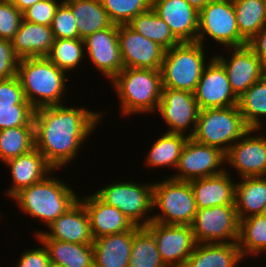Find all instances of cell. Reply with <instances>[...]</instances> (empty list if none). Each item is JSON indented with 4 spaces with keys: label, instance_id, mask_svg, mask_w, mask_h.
I'll return each mask as SVG.
<instances>
[{
    "label": "cell",
    "instance_id": "obj_1",
    "mask_svg": "<svg viewBox=\"0 0 266 267\" xmlns=\"http://www.w3.org/2000/svg\"><path fill=\"white\" fill-rule=\"evenodd\" d=\"M101 113L63 104L37 108L33 116L35 148L55 170L65 169L101 123Z\"/></svg>",
    "mask_w": 266,
    "mask_h": 267
},
{
    "label": "cell",
    "instance_id": "obj_2",
    "mask_svg": "<svg viewBox=\"0 0 266 267\" xmlns=\"http://www.w3.org/2000/svg\"><path fill=\"white\" fill-rule=\"evenodd\" d=\"M67 74L47 57L22 58L17 68L25 99L35 110L66 102Z\"/></svg>",
    "mask_w": 266,
    "mask_h": 267
},
{
    "label": "cell",
    "instance_id": "obj_3",
    "mask_svg": "<svg viewBox=\"0 0 266 267\" xmlns=\"http://www.w3.org/2000/svg\"><path fill=\"white\" fill-rule=\"evenodd\" d=\"M120 114H155L162 95L160 69L123 68L112 80Z\"/></svg>",
    "mask_w": 266,
    "mask_h": 267
},
{
    "label": "cell",
    "instance_id": "obj_4",
    "mask_svg": "<svg viewBox=\"0 0 266 267\" xmlns=\"http://www.w3.org/2000/svg\"><path fill=\"white\" fill-rule=\"evenodd\" d=\"M50 173L42 181L21 189L12 198L19 210L46 227L72 207L78 200V194L67 183Z\"/></svg>",
    "mask_w": 266,
    "mask_h": 267
},
{
    "label": "cell",
    "instance_id": "obj_5",
    "mask_svg": "<svg viewBox=\"0 0 266 267\" xmlns=\"http://www.w3.org/2000/svg\"><path fill=\"white\" fill-rule=\"evenodd\" d=\"M204 49L198 42H181L165 50L160 68L162 87L194 93L208 64Z\"/></svg>",
    "mask_w": 266,
    "mask_h": 267
},
{
    "label": "cell",
    "instance_id": "obj_6",
    "mask_svg": "<svg viewBox=\"0 0 266 267\" xmlns=\"http://www.w3.org/2000/svg\"><path fill=\"white\" fill-rule=\"evenodd\" d=\"M249 130L238 105L209 108L199 111L196 130L191 138L226 153Z\"/></svg>",
    "mask_w": 266,
    "mask_h": 267
},
{
    "label": "cell",
    "instance_id": "obj_7",
    "mask_svg": "<svg viewBox=\"0 0 266 267\" xmlns=\"http://www.w3.org/2000/svg\"><path fill=\"white\" fill-rule=\"evenodd\" d=\"M153 210H158L152 214L153 222L191 226L198 208L190 182L170 177L153 182Z\"/></svg>",
    "mask_w": 266,
    "mask_h": 267
},
{
    "label": "cell",
    "instance_id": "obj_8",
    "mask_svg": "<svg viewBox=\"0 0 266 267\" xmlns=\"http://www.w3.org/2000/svg\"><path fill=\"white\" fill-rule=\"evenodd\" d=\"M101 201L121 211L131 222L146 227L153 211V183L116 181L93 192Z\"/></svg>",
    "mask_w": 266,
    "mask_h": 267
},
{
    "label": "cell",
    "instance_id": "obj_9",
    "mask_svg": "<svg viewBox=\"0 0 266 267\" xmlns=\"http://www.w3.org/2000/svg\"><path fill=\"white\" fill-rule=\"evenodd\" d=\"M206 37L225 48L247 45L239 33L232 0H212L199 12L196 42L204 46Z\"/></svg>",
    "mask_w": 266,
    "mask_h": 267
},
{
    "label": "cell",
    "instance_id": "obj_10",
    "mask_svg": "<svg viewBox=\"0 0 266 267\" xmlns=\"http://www.w3.org/2000/svg\"><path fill=\"white\" fill-rule=\"evenodd\" d=\"M239 226L235 205L198 209L191 224L196 243H238Z\"/></svg>",
    "mask_w": 266,
    "mask_h": 267
},
{
    "label": "cell",
    "instance_id": "obj_11",
    "mask_svg": "<svg viewBox=\"0 0 266 267\" xmlns=\"http://www.w3.org/2000/svg\"><path fill=\"white\" fill-rule=\"evenodd\" d=\"M225 168L224 152L217 147L198 143L190 137L180 154L175 175L172 174L169 177L174 180L189 182L220 174Z\"/></svg>",
    "mask_w": 266,
    "mask_h": 267
},
{
    "label": "cell",
    "instance_id": "obj_12",
    "mask_svg": "<svg viewBox=\"0 0 266 267\" xmlns=\"http://www.w3.org/2000/svg\"><path fill=\"white\" fill-rule=\"evenodd\" d=\"M157 111L168 126L167 132L183 134L189 138L194 135L200 111L194 93L162 87Z\"/></svg>",
    "mask_w": 266,
    "mask_h": 267
},
{
    "label": "cell",
    "instance_id": "obj_13",
    "mask_svg": "<svg viewBox=\"0 0 266 267\" xmlns=\"http://www.w3.org/2000/svg\"><path fill=\"white\" fill-rule=\"evenodd\" d=\"M146 228L153 234L164 264L167 267H184L196 244L191 226L151 221Z\"/></svg>",
    "mask_w": 266,
    "mask_h": 267
},
{
    "label": "cell",
    "instance_id": "obj_14",
    "mask_svg": "<svg viewBox=\"0 0 266 267\" xmlns=\"http://www.w3.org/2000/svg\"><path fill=\"white\" fill-rule=\"evenodd\" d=\"M255 132L259 129L247 131L225 153V164L234 168L240 178L266 176V136Z\"/></svg>",
    "mask_w": 266,
    "mask_h": 267
},
{
    "label": "cell",
    "instance_id": "obj_15",
    "mask_svg": "<svg viewBox=\"0 0 266 267\" xmlns=\"http://www.w3.org/2000/svg\"><path fill=\"white\" fill-rule=\"evenodd\" d=\"M227 49L231 52L230 58L224 56L223 53L222 55L215 53L213 56L223 65L231 89L239 98L252 84L266 74V66L248 45Z\"/></svg>",
    "mask_w": 266,
    "mask_h": 267
},
{
    "label": "cell",
    "instance_id": "obj_16",
    "mask_svg": "<svg viewBox=\"0 0 266 267\" xmlns=\"http://www.w3.org/2000/svg\"><path fill=\"white\" fill-rule=\"evenodd\" d=\"M118 42L124 68L160 69L165 49L128 24L118 25Z\"/></svg>",
    "mask_w": 266,
    "mask_h": 267
},
{
    "label": "cell",
    "instance_id": "obj_17",
    "mask_svg": "<svg viewBox=\"0 0 266 267\" xmlns=\"http://www.w3.org/2000/svg\"><path fill=\"white\" fill-rule=\"evenodd\" d=\"M200 110L238 105L223 65L210 57L194 92Z\"/></svg>",
    "mask_w": 266,
    "mask_h": 267
},
{
    "label": "cell",
    "instance_id": "obj_18",
    "mask_svg": "<svg viewBox=\"0 0 266 267\" xmlns=\"http://www.w3.org/2000/svg\"><path fill=\"white\" fill-rule=\"evenodd\" d=\"M84 44L85 57L105 78L112 80L124 68L118 42V25L112 24L88 35Z\"/></svg>",
    "mask_w": 266,
    "mask_h": 267
},
{
    "label": "cell",
    "instance_id": "obj_19",
    "mask_svg": "<svg viewBox=\"0 0 266 267\" xmlns=\"http://www.w3.org/2000/svg\"><path fill=\"white\" fill-rule=\"evenodd\" d=\"M36 231V240H60L77 244H92L90 220L83 203L78 200L47 227Z\"/></svg>",
    "mask_w": 266,
    "mask_h": 267
},
{
    "label": "cell",
    "instance_id": "obj_20",
    "mask_svg": "<svg viewBox=\"0 0 266 267\" xmlns=\"http://www.w3.org/2000/svg\"><path fill=\"white\" fill-rule=\"evenodd\" d=\"M152 9L180 43L196 42L199 12L186 0H152Z\"/></svg>",
    "mask_w": 266,
    "mask_h": 267
},
{
    "label": "cell",
    "instance_id": "obj_21",
    "mask_svg": "<svg viewBox=\"0 0 266 267\" xmlns=\"http://www.w3.org/2000/svg\"><path fill=\"white\" fill-rule=\"evenodd\" d=\"M3 164L9 168L13 182L5 194L8 198H12L21 189L42 181L50 173L56 174L55 169L36 148Z\"/></svg>",
    "mask_w": 266,
    "mask_h": 267
},
{
    "label": "cell",
    "instance_id": "obj_22",
    "mask_svg": "<svg viewBox=\"0 0 266 267\" xmlns=\"http://www.w3.org/2000/svg\"><path fill=\"white\" fill-rule=\"evenodd\" d=\"M79 200L88 213L93 239L123 233L135 226L121 211L104 203L94 193L80 196Z\"/></svg>",
    "mask_w": 266,
    "mask_h": 267
},
{
    "label": "cell",
    "instance_id": "obj_23",
    "mask_svg": "<svg viewBox=\"0 0 266 267\" xmlns=\"http://www.w3.org/2000/svg\"><path fill=\"white\" fill-rule=\"evenodd\" d=\"M227 169L228 167L214 176L189 181L198 209L218 205H235L236 181H233L234 177Z\"/></svg>",
    "mask_w": 266,
    "mask_h": 267
},
{
    "label": "cell",
    "instance_id": "obj_24",
    "mask_svg": "<svg viewBox=\"0 0 266 267\" xmlns=\"http://www.w3.org/2000/svg\"><path fill=\"white\" fill-rule=\"evenodd\" d=\"M133 237L134 227L123 233L94 239V267H128Z\"/></svg>",
    "mask_w": 266,
    "mask_h": 267
},
{
    "label": "cell",
    "instance_id": "obj_25",
    "mask_svg": "<svg viewBox=\"0 0 266 267\" xmlns=\"http://www.w3.org/2000/svg\"><path fill=\"white\" fill-rule=\"evenodd\" d=\"M54 40L51 26L35 24L22 19L11 42L16 55L22 59L47 57Z\"/></svg>",
    "mask_w": 266,
    "mask_h": 267
},
{
    "label": "cell",
    "instance_id": "obj_26",
    "mask_svg": "<svg viewBox=\"0 0 266 267\" xmlns=\"http://www.w3.org/2000/svg\"><path fill=\"white\" fill-rule=\"evenodd\" d=\"M244 261L238 243H196L184 267H240Z\"/></svg>",
    "mask_w": 266,
    "mask_h": 267
},
{
    "label": "cell",
    "instance_id": "obj_27",
    "mask_svg": "<svg viewBox=\"0 0 266 267\" xmlns=\"http://www.w3.org/2000/svg\"><path fill=\"white\" fill-rule=\"evenodd\" d=\"M240 179L235 185V208L239 220L259 215L266 205V176Z\"/></svg>",
    "mask_w": 266,
    "mask_h": 267
},
{
    "label": "cell",
    "instance_id": "obj_28",
    "mask_svg": "<svg viewBox=\"0 0 266 267\" xmlns=\"http://www.w3.org/2000/svg\"><path fill=\"white\" fill-rule=\"evenodd\" d=\"M76 18L79 38L85 39L96 31L110 27L107 11L100 0H63Z\"/></svg>",
    "mask_w": 266,
    "mask_h": 267
},
{
    "label": "cell",
    "instance_id": "obj_29",
    "mask_svg": "<svg viewBox=\"0 0 266 267\" xmlns=\"http://www.w3.org/2000/svg\"><path fill=\"white\" fill-rule=\"evenodd\" d=\"M44 244L51 263L64 267H94L93 244L60 240H38Z\"/></svg>",
    "mask_w": 266,
    "mask_h": 267
},
{
    "label": "cell",
    "instance_id": "obj_30",
    "mask_svg": "<svg viewBox=\"0 0 266 267\" xmlns=\"http://www.w3.org/2000/svg\"><path fill=\"white\" fill-rule=\"evenodd\" d=\"M188 138L183 134L164 132L149 147L144 164L149 168L170 167L176 169L180 154Z\"/></svg>",
    "mask_w": 266,
    "mask_h": 267
},
{
    "label": "cell",
    "instance_id": "obj_31",
    "mask_svg": "<svg viewBox=\"0 0 266 267\" xmlns=\"http://www.w3.org/2000/svg\"><path fill=\"white\" fill-rule=\"evenodd\" d=\"M238 108L250 129L266 128V74L238 98Z\"/></svg>",
    "mask_w": 266,
    "mask_h": 267
},
{
    "label": "cell",
    "instance_id": "obj_32",
    "mask_svg": "<svg viewBox=\"0 0 266 267\" xmlns=\"http://www.w3.org/2000/svg\"><path fill=\"white\" fill-rule=\"evenodd\" d=\"M238 245L244 259L262 257L266 252V218L259 214L240 219Z\"/></svg>",
    "mask_w": 266,
    "mask_h": 267
},
{
    "label": "cell",
    "instance_id": "obj_33",
    "mask_svg": "<svg viewBox=\"0 0 266 267\" xmlns=\"http://www.w3.org/2000/svg\"><path fill=\"white\" fill-rule=\"evenodd\" d=\"M128 25L139 34L158 43L165 50L180 43L172 34L169 25L152 8L138 14Z\"/></svg>",
    "mask_w": 266,
    "mask_h": 267
},
{
    "label": "cell",
    "instance_id": "obj_34",
    "mask_svg": "<svg viewBox=\"0 0 266 267\" xmlns=\"http://www.w3.org/2000/svg\"><path fill=\"white\" fill-rule=\"evenodd\" d=\"M240 35L248 42L266 26L264 0H232Z\"/></svg>",
    "mask_w": 266,
    "mask_h": 267
},
{
    "label": "cell",
    "instance_id": "obj_35",
    "mask_svg": "<svg viewBox=\"0 0 266 267\" xmlns=\"http://www.w3.org/2000/svg\"><path fill=\"white\" fill-rule=\"evenodd\" d=\"M128 267H167L160 257L153 234L146 227L134 226Z\"/></svg>",
    "mask_w": 266,
    "mask_h": 267
},
{
    "label": "cell",
    "instance_id": "obj_36",
    "mask_svg": "<svg viewBox=\"0 0 266 267\" xmlns=\"http://www.w3.org/2000/svg\"><path fill=\"white\" fill-rule=\"evenodd\" d=\"M35 148V127H13L0 130V161L24 155Z\"/></svg>",
    "mask_w": 266,
    "mask_h": 267
},
{
    "label": "cell",
    "instance_id": "obj_37",
    "mask_svg": "<svg viewBox=\"0 0 266 267\" xmlns=\"http://www.w3.org/2000/svg\"><path fill=\"white\" fill-rule=\"evenodd\" d=\"M85 44L84 39H55L47 58L59 69L71 72L79 68L84 60Z\"/></svg>",
    "mask_w": 266,
    "mask_h": 267
},
{
    "label": "cell",
    "instance_id": "obj_38",
    "mask_svg": "<svg viewBox=\"0 0 266 267\" xmlns=\"http://www.w3.org/2000/svg\"><path fill=\"white\" fill-rule=\"evenodd\" d=\"M113 24H128L138 14L152 8V0H100Z\"/></svg>",
    "mask_w": 266,
    "mask_h": 267
},
{
    "label": "cell",
    "instance_id": "obj_39",
    "mask_svg": "<svg viewBox=\"0 0 266 267\" xmlns=\"http://www.w3.org/2000/svg\"><path fill=\"white\" fill-rule=\"evenodd\" d=\"M51 30L55 39H76L79 38L71 8L62 0L56 9L51 23Z\"/></svg>",
    "mask_w": 266,
    "mask_h": 267
},
{
    "label": "cell",
    "instance_id": "obj_40",
    "mask_svg": "<svg viewBox=\"0 0 266 267\" xmlns=\"http://www.w3.org/2000/svg\"><path fill=\"white\" fill-rule=\"evenodd\" d=\"M35 109L31 104H15V107H0V130L13 127H35Z\"/></svg>",
    "mask_w": 266,
    "mask_h": 267
},
{
    "label": "cell",
    "instance_id": "obj_41",
    "mask_svg": "<svg viewBox=\"0 0 266 267\" xmlns=\"http://www.w3.org/2000/svg\"><path fill=\"white\" fill-rule=\"evenodd\" d=\"M22 19V12L14 4L0 2V39L11 41Z\"/></svg>",
    "mask_w": 266,
    "mask_h": 267
},
{
    "label": "cell",
    "instance_id": "obj_42",
    "mask_svg": "<svg viewBox=\"0 0 266 267\" xmlns=\"http://www.w3.org/2000/svg\"><path fill=\"white\" fill-rule=\"evenodd\" d=\"M61 2L58 0L37 2L22 13L23 19L31 23L51 26L56 9Z\"/></svg>",
    "mask_w": 266,
    "mask_h": 267
},
{
    "label": "cell",
    "instance_id": "obj_43",
    "mask_svg": "<svg viewBox=\"0 0 266 267\" xmlns=\"http://www.w3.org/2000/svg\"><path fill=\"white\" fill-rule=\"evenodd\" d=\"M15 104H30L24 96L18 76L0 80V107H15Z\"/></svg>",
    "mask_w": 266,
    "mask_h": 267
},
{
    "label": "cell",
    "instance_id": "obj_44",
    "mask_svg": "<svg viewBox=\"0 0 266 267\" xmlns=\"http://www.w3.org/2000/svg\"><path fill=\"white\" fill-rule=\"evenodd\" d=\"M19 61L20 58L16 55L12 42L0 39V80L16 76Z\"/></svg>",
    "mask_w": 266,
    "mask_h": 267
},
{
    "label": "cell",
    "instance_id": "obj_45",
    "mask_svg": "<svg viewBox=\"0 0 266 267\" xmlns=\"http://www.w3.org/2000/svg\"><path fill=\"white\" fill-rule=\"evenodd\" d=\"M41 245L43 246L23 251L15 267H49V253L44 244Z\"/></svg>",
    "mask_w": 266,
    "mask_h": 267
},
{
    "label": "cell",
    "instance_id": "obj_46",
    "mask_svg": "<svg viewBox=\"0 0 266 267\" xmlns=\"http://www.w3.org/2000/svg\"><path fill=\"white\" fill-rule=\"evenodd\" d=\"M247 45L266 66V26L262 28L250 41H248Z\"/></svg>",
    "mask_w": 266,
    "mask_h": 267
},
{
    "label": "cell",
    "instance_id": "obj_47",
    "mask_svg": "<svg viewBox=\"0 0 266 267\" xmlns=\"http://www.w3.org/2000/svg\"><path fill=\"white\" fill-rule=\"evenodd\" d=\"M40 1L42 0H15L13 4L23 13L26 9Z\"/></svg>",
    "mask_w": 266,
    "mask_h": 267
},
{
    "label": "cell",
    "instance_id": "obj_48",
    "mask_svg": "<svg viewBox=\"0 0 266 267\" xmlns=\"http://www.w3.org/2000/svg\"><path fill=\"white\" fill-rule=\"evenodd\" d=\"M196 11L200 12L212 0H186Z\"/></svg>",
    "mask_w": 266,
    "mask_h": 267
},
{
    "label": "cell",
    "instance_id": "obj_49",
    "mask_svg": "<svg viewBox=\"0 0 266 267\" xmlns=\"http://www.w3.org/2000/svg\"><path fill=\"white\" fill-rule=\"evenodd\" d=\"M260 215H262L263 217L266 218V205H265L264 208L262 209Z\"/></svg>",
    "mask_w": 266,
    "mask_h": 267
},
{
    "label": "cell",
    "instance_id": "obj_50",
    "mask_svg": "<svg viewBox=\"0 0 266 267\" xmlns=\"http://www.w3.org/2000/svg\"><path fill=\"white\" fill-rule=\"evenodd\" d=\"M0 2L13 4L15 0H0Z\"/></svg>",
    "mask_w": 266,
    "mask_h": 267
},
{
    "label": "cell",
    "instance_id": "obj_51",
    "mask_svg": "<svg viewBox=\"0 0 266 267\" xmlns=\"http://www.w3.org/2000/svg\"><path fill=\"white\" fill-rule=\"evenodd\" d=\"M49 267H64V266H60V265H57V264L51 263Z\"/></svg>",
    "mask_w": 266,
    "mask_h": 267
},
{
    "label": "cell",
    "instance_id": "obj_52",
    "mask_svg": "<svg viewBox=\"0 0 266 267\" xmlns=\"http://www.w3.org/2000/svg\"><path fill=\"white\" fill-rule=\"evenodd\" d=\"M264 5H265V15H266V0H264Z\"/></svg>",
    "mask_w": 266,
    "mask_h": 267
}]
</instances>
